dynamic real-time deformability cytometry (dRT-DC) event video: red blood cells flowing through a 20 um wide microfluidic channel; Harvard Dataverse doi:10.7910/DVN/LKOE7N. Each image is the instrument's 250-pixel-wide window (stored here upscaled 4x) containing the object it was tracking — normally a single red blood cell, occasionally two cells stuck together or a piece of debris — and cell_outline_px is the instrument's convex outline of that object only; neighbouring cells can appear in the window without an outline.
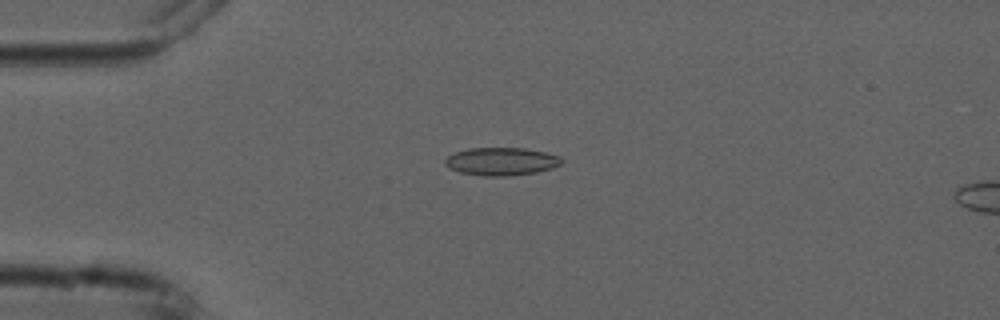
{"species": "common noctule bat (a hibernating species)", "species_latin": "Nyctalus noctula", "temperature_condition": "cold", "stored_images_in_passage": 4, "camera_frame_rate_fps": 3000, "um_per_image_px": 0.085, "animal": {"sex": "male", "forearm_length_mm": 52.5}, "frame": {"image": 1, "passage_image": 4, "time_ms": 3.667, "image_size_px": [1000, 320], "cell_outline_px": [[564, 160], [560, 164], [552, 168], [536, 172], [504, 176], [484, 176], [460, 172], [448, 168], [444, 164], [444, 160], [448, 156], [456, 152], [468, 148], [524, 148], [544, 152], [560, 156]], "centroid_in_image_um": [42.6, 13.72], "position_along_channel_um": 42.4, "area_um2": 18.9}}